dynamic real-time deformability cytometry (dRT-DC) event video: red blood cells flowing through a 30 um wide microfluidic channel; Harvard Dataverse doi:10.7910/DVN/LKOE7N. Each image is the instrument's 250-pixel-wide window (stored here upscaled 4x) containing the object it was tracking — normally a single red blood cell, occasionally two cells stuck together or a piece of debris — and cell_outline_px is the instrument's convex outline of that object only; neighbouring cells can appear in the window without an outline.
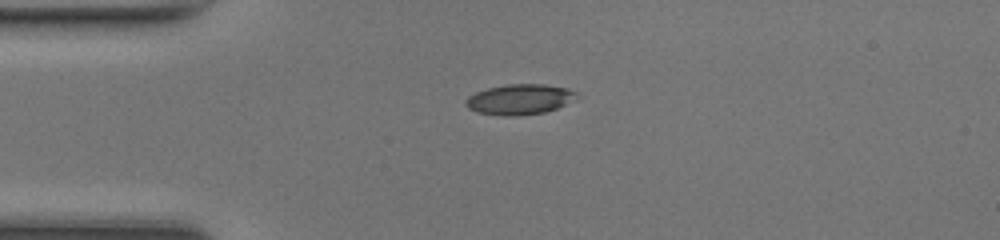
{"species": "common noctule bat (a hibernating species)", "species_latin": "Nyctalus noctula", "temperature_condition": "room temperature", "stored_images_in_passage": 37, "camera_frame_rate_fps": 3000, "um_per_image_px": 0.085, "animal": {"sex": "female", "body_mass_g": 17.0, "forearm_length_mm": 48.0}, "frame": {"image": 1, "passage_image": 1, "time_ms": 0.0, "image_size_px": [1000, 240], "cell_outline_px": [[580, 100], [544, 112], [516, 116], [504, 116], [476, 112], [468, 108], [464, 104], [464, 100], [468, 96], [476, 92], [488, 88], [508, 84], [544, 84], [568, 88], [576, 92]], "centroid_in_image_um": [44.2, 8.45], "position_along_channel_um": 40.8, "area_um2": 19.94}}
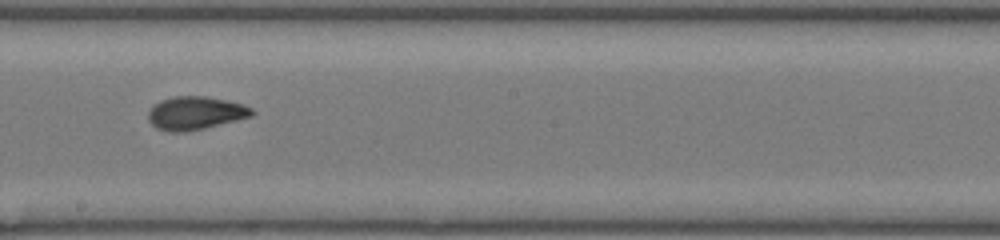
{"frame": {"image": 2, "passage_image": 16, "time_ms": 5.0, "image_size_px": [1000, 240], "cell_outline_px": [[256, 112], [252, 116], [188, 132], [168, 132], [156, 128], [148, 120], [148, 112], [160, 100], [172, 96], [204, 96], [244, 104], [252, 108]], "centroid_in_image_um": [16.6, 9.62], "position_along_channel_um": 231.6, "area_um2": 20.06}}
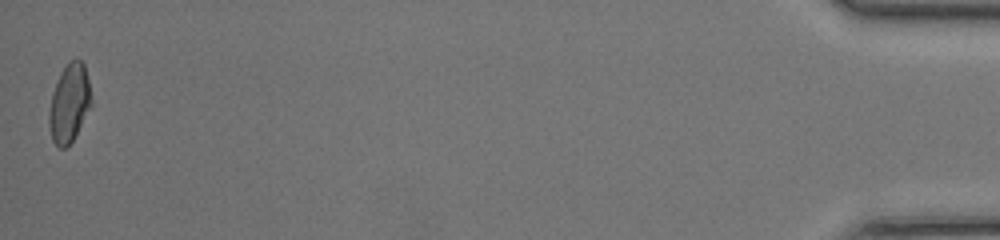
{"frame": {"image": 3, "passage_image": 37, "time_ms": 12.0, "image_size_px": [1000, 240], "cell_outline_px": [[92, 104], [72, 140], [64, 148], [60, 148], [52, 140], [48, 124], [48, 116], [52, 92], [60, 72], [68, 60], [76, 56], [84, 64], [88, 80]], "centroid_in_image_um": [5.87, 8.71], "position_along_channel_um": 429.3, "area_um2": 19.25}, "authors_computed_cell_mechanics": {"area_um2": 19.4786, "velocity_mm_per_s": 4.3071, "shape_relaxation_time_tau1_ms": 8.7232, "shape_relaxation_time_tau2_ms": 1.8995, "deformation_change_tau1": 0.2651, "deformation_change_tau2": 0.0681}}